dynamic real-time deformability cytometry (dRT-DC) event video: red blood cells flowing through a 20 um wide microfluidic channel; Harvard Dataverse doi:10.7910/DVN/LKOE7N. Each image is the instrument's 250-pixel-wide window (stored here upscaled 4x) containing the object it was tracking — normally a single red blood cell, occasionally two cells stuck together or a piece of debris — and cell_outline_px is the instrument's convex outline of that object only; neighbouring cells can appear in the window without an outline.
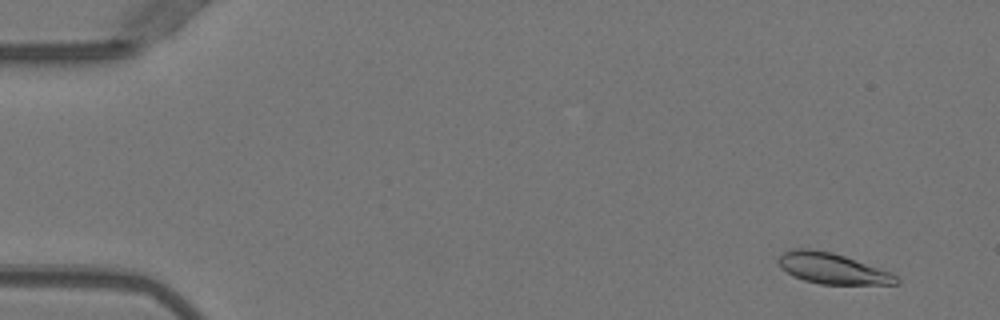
{"species": "Egyptian fruit bat (a non-hibernating species)", "species_latin": "Rousettus aegyptiacus", "temperature_condition": "warm", "stored_images_in_passage": 51, "camera_frame_rate_fps": 3000, "um_per_image_px": 0.085, "animal": {"sex": "female"}, "frame": {"image": 1, "passage_image": 3, "time_ms": 0.667, "image_size_px": [1000, 320], "cell_outline_px": [[900, 284], [820, 284], [804, 280], [780, 268], [780, 256], [784, 252], [796, 248], [808, 248], [832, 252], [844, 256], [888, 272], [896, 276], [900, 280]], "centroid_in_image_um": [70.74, 22.82], "position_along_channel_um": 14.3, "area_um2": 20.58}}
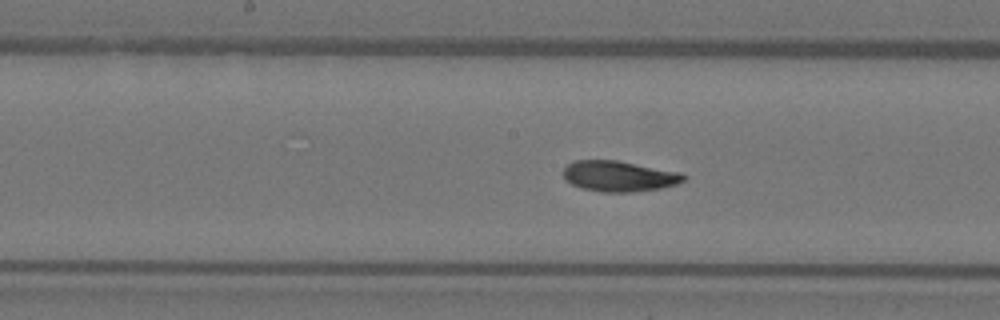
{"frame": {"image": 2, "passage_image": 26, "time_ms": 8.333, "image_size_px": [1000, 320], "cell_outline_px": [[688, 176], [684, 180], [676, 184], [660, 188], [632, 192], [600, 192], [580, 188], [564, 180], [564, 168], [568, 164], [576, 160], [616, 160], [684, 172]], "centroid_in_image_um": [52.64, 14.97], "position_along_channel_um": 195.6, "area_um2": 21.73}}
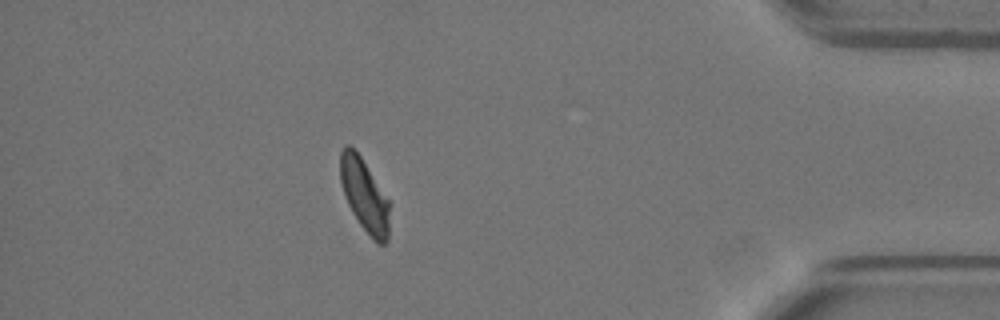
{"frame": {"image": 3, "passage_image": 45, "time_ms": 14.667, "image_size_px": [1000, 320], "cell_outline_px": [[388, 240], [384, 244], [376, 244], [372, 240], [360, 224], [352, 212], [344, 196], [340, 180], [340, 152], [344, 144], [348, 144], [360, 156], [388, 200]], "centroid_in_image_um": [30.94, 16.62], "position_along_channel_um": 404.3, "area_um2": 20.58}, "authors_computed_cell_mechanics": {"area_um2": 21.5016, "velocity_mm_per_s": 3.9819, "shape_relaxation_time_tau1_ms": 6.0378, "shape_relaxation_time_tau2_ms": 2.3157, "deformation_change_tau1": 0.1972, "deformation_change_tau2": 0.0712}}